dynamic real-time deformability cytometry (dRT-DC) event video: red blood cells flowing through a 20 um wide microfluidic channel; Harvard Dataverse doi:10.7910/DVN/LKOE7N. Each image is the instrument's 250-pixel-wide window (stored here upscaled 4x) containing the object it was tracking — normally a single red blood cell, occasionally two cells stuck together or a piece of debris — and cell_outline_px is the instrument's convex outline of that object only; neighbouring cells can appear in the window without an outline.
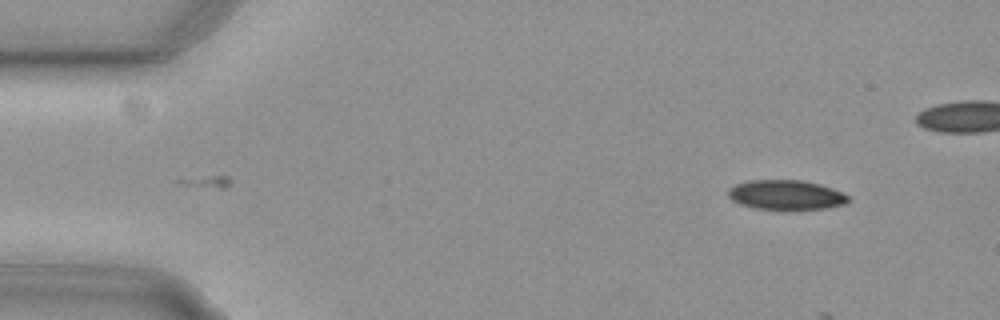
{"species": "common noctule bat (a hibernating species)", "species_latin": "Nyctalus noctula", "temperature_condition": "cold", "stored_images_in_passage": 8, "camera_frame_rate_fps": 3000, "um_per_image_px": 0.085, "animal": {"sex": "female", "body_mass_g": 29.2, "forearm_length_mm": 56.3}, "frame": {"image": 1, "passage_image": 8, "time_ms": 2.333, "image_size_px": [1000, 320], "cell_outline_px": [[848, 200], [844, 204], [824, 208], [756, 208], [740, 204], [732, 200], [728, 196], [728, 188], [736, 184], [748, 180], [804, 180], [820, 184], [832, 188], [848, 196]], "centroid_in_image_um": [66.77, 16.53], "position_along_channel_um": 18.2, "area_um2": 20.29}}